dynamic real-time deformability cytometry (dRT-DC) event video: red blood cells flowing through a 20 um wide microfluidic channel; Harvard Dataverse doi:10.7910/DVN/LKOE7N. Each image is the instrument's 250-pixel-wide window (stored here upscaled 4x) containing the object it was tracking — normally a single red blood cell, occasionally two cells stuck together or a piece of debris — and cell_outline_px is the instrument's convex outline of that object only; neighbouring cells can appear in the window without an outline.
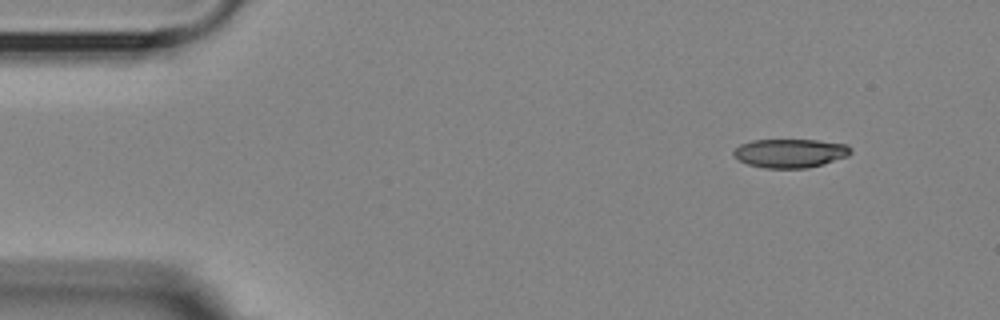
{"species": "Egyptian fruit bat (a non-hibernating species)", "species_latin": "Rousettus aegyptiacus", "temperature_condition": "room temperature", "stored_images_in_passage": 4, "camera_frame_rate_fps": 3000, "um_per_image_px": 0.085, "animal": {"sex": "female"}, "frame": {"image": 1, "passage_image": 1, "time_ms": 0.0, "image_size_px": [1000, 320], "cell_outline_px": [[852, 152], [848, 156], [824, 164], [808, 168], [764, 168], [748, 164], [732, 156], [732, 152], [740, 144], [752, 140], [816, 140], [848, 144], [852, 148]], "centroid_in_image_um": [67.18, 13.02], "position_along_channel_um": 17.8, "area_um2": 19.83}}
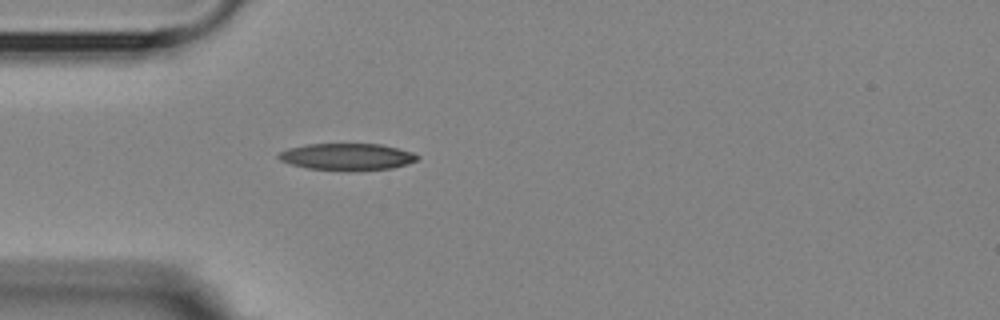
{"frame": {"image": 2, "passage_image": 4, "time_ms": 3.333, "image_size_px": [1000, 320], "cell_outline_px": [[420, 156], [416, 160], [408, 164], [392, 168], [348, 172], [308, 168], [292, 164], [280, 160], [276, 156], [280, 152], [288, 148], [308, 144], [380, 144], [412, 152]], "centroid_in_image_um": [29.5, 13.34], "position_along_channel_um": 55.5, "area_um2": 21.85}}